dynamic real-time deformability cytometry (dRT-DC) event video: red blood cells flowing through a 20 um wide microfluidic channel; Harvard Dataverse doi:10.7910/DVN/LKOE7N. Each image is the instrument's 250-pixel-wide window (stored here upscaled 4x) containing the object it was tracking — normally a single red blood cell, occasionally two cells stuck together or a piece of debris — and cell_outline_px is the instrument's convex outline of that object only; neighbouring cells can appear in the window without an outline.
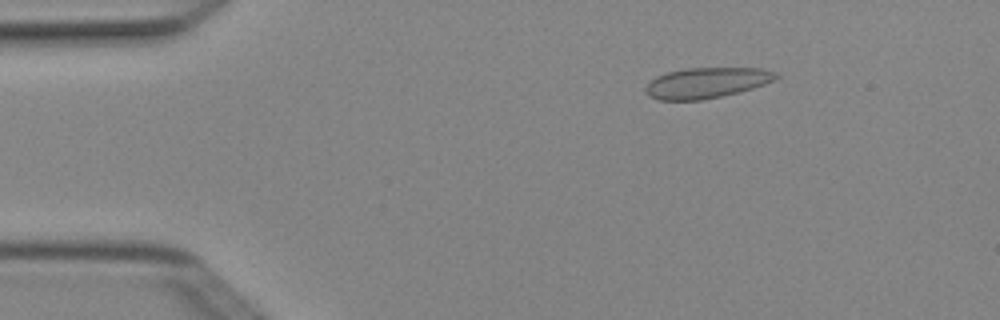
{"species": "Egyptian fruit bat (a non-hibernating species)", "species_latin": "Rousettus aegyptiacus", "temperature_condition": "cold", "stored_images_in_passage": 4, "camera_frame_rate_fps": 3000, "um_per_image_px": 0.085, "animal": {"sex": "female"}, "frame": {"image": 1, "passage_image": 2, "time_ms": 0.333, "image_size_px": [1000, 320], "cell_outline_px": [[780, 76], [776, 80], [740, 92], [700, 100], [660, 100], [648, 96], [644, 92], [644, 88], [656, 76], [668, 72], [684, 68], [764, 68], [776, 72]], "centroid_in_image_um": [60.07, 7.03], "position_along_channel_um": 24.9, "area_um2": 23.35}}
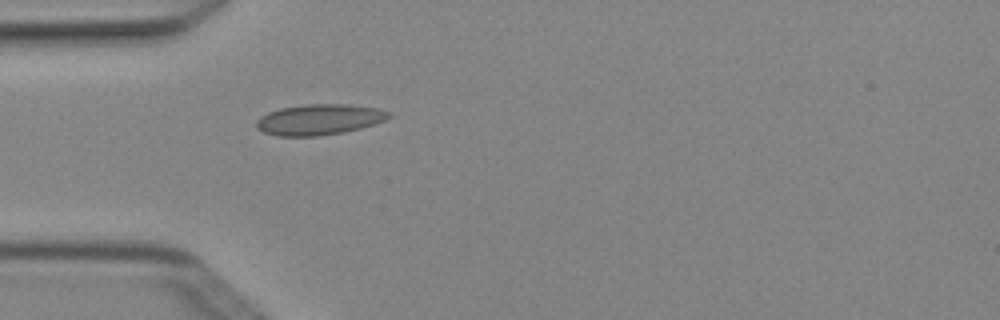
{"frame": {"image": 2, "passage_image": 4, "time_ms": 1.0, "image_size_px": [1000, 320], "cell_outline_px": [[392, 116], [384, 120], [360, 128], [344, 132], [320, 136], [276, 136], [264, 132], [256, 128], [256, 120], [260, 116], [268, 112], [280, 108], [304, 104], [348, 104], [376, 108], [392, 112]], "centroid_in_image_um": [27.11, 10.16], "position_along_channel_um": 57.9, "area_um2": 23.81}}